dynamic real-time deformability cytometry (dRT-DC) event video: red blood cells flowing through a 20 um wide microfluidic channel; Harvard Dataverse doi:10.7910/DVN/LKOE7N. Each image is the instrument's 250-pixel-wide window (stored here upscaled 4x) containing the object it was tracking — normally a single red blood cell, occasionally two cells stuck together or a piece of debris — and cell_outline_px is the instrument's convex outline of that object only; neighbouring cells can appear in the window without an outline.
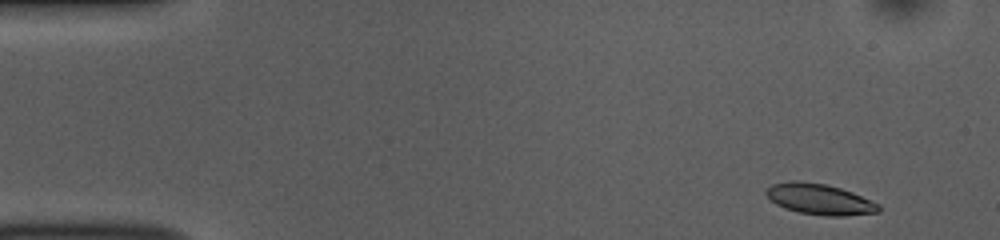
{"species": "common noctule bat (a hibernating species)", "species_latin": "Nyctalus noctula", "temperature_condition": "room temperature", "stored_images_in_passage": 51, "camera_frame_rate_fps": 3000, "um_per_image_px": 0.085, "animal": {"sex": "female", "body_mass_g": 10.0, "forearm_length_mm": 53.1}, "frame": {"image": 1, "passage_image": 2, "time_ms": 0.333, "image_size_px": [1000, 240], "cell_outline_px": [[880, 212], [844, 216], [824, 216], [800, 212], [784, 208], [776, 204], [764, 192], [772, 184], [788, 180], [796, 180], [824, 184], [840, 188], [852, 192], [880, 204]], "centroid_in_image_um": [69.67, 16.93], "position_along_channel_um": 15.3, "area_um2": 20.17}}
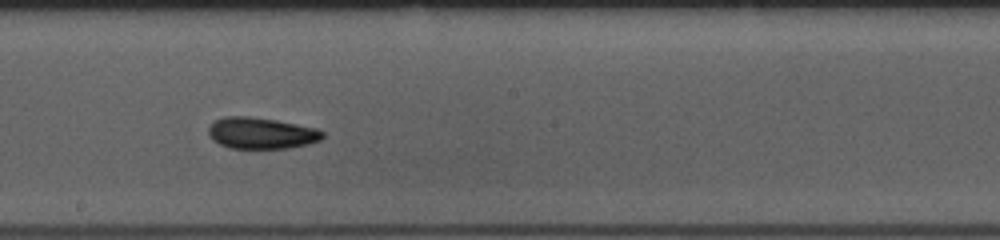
{"frame": {"image": 2, "passage_image": 27, "time_ms": 8.667, "image_size_px": [1000, 240], "cell_outline_px": [[324, 136], [320, 140], [308, 144], [288, 148], [228, 148], [212, 140], [208, 136], [208, 128], [212, 120], [224, 116], [248, 116], [276, 120], [316, 128], [324, 132]], "centroid_in_image_um": [22.16, 11.31], "position_along_channel_um": 226.0, "area_um2": 21.04}}
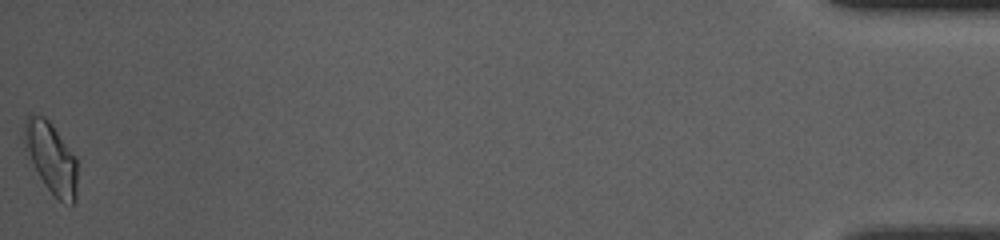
{"frame": {"image": 3, "passage_image": 51, "time_ms": 16.667, "image_size_px": [1000, 240], "cell_outline_px": [[76, 200], [72, 204], [64, 204], [44, 184], [28, 164], [24, 148], [24, 120], [32, 112], [44, 116], [48, 120], [76, 156]], "centroid_in_image_um": [4.29, 13.4], "position_along_channel_um": 430.9, "area_um2": 22.37}, "authors_computed_cell_mechanics": {"area_um2": 20.1722, "velocity_mm_per_s": 3.7582, "shape_relaxation_time_tau1_ms": 3.3539, "shape_relaxation_time_tau2_ms": 2.2865, "deformation_change_tau1": 0.1369, "deformation_change_tau2": 0.0914}}